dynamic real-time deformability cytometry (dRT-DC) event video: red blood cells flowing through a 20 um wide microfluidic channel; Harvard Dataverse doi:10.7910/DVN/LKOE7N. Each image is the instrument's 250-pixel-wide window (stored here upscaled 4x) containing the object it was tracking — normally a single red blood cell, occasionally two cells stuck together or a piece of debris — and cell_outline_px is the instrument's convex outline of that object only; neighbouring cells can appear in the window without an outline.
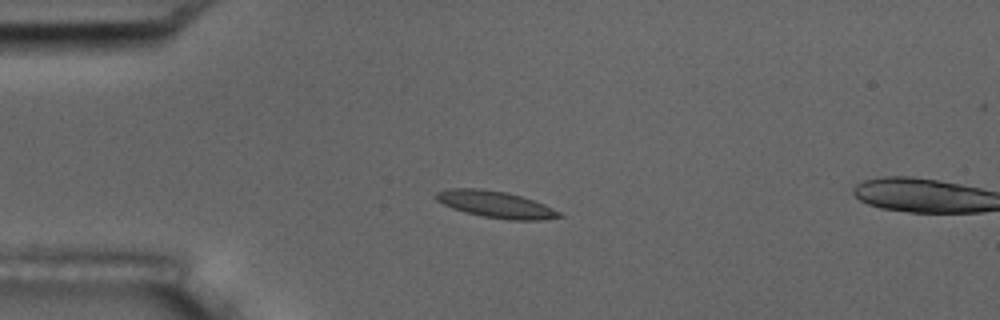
{"species": "common noctule bat (a hibernating species)", "species_latin": "Nyctalus noctula", "temperature_condition": "room temperature", "stored_images_in_passage": 4, "camera_frame_rate_fps": 3000, "um_per_image_px": 0.085, "animal": {"sex": "male", "body_mass_g": 17.5, "forearm_length_mm": 52.3}, "frame": {"image": 1, "passage_image": 3, "time_ms": 2.333, "image_size_px": [1000, 320], "cell_outline_px": [[564, 216], [540, 220], [508, 220], [480, 216], [464, 212], [452, 208], [436, 200], [432, 196], [436, 192], [448, 188], [480, 188], [508, 192], [544, 204], [560, 212]], "centroid_in_image_um": [42.08, 17.37], "position_along_channel_um": 42.9, "area_um2": 19.31}}